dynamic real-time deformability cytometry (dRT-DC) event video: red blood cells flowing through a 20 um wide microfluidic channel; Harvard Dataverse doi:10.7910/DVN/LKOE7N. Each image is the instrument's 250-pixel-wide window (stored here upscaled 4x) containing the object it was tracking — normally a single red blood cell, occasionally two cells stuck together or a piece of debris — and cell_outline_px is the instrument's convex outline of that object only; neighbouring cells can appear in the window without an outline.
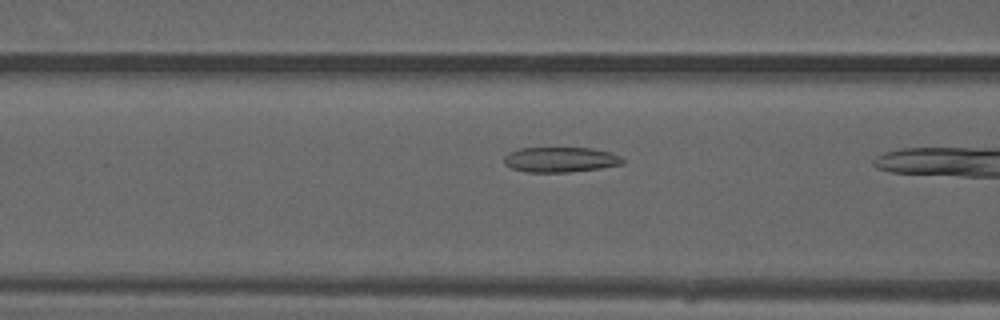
{"species": "common noctule bat (a hibernating species)", "species_latin": "Nyctalus noctula", "temperature_condition": "warm", "stored_images_in_passage": 11, "camera_frame_rate_fps": 3000, "um_per_image_px": 0.085, "animal": {"sex": "male", "forearm_length_mm": 52.5}, "frame": {"image": 1, "passage_image": 10, "time_ms": 3.0, "image_size_px": [1000, 320], "cell_outline_px": [[624, 164], [600, 168], [568, 172], [524, 172], [512, 168], [504, 164], [504, 156], [508, 152], [520, 148], [592, 148], [612, 152], [620, 156], [624, 160]], "centroid_in_image_um": [47.63, 13.56], "position_along_channel_um": 119.0, "area_um2": 17.51}}